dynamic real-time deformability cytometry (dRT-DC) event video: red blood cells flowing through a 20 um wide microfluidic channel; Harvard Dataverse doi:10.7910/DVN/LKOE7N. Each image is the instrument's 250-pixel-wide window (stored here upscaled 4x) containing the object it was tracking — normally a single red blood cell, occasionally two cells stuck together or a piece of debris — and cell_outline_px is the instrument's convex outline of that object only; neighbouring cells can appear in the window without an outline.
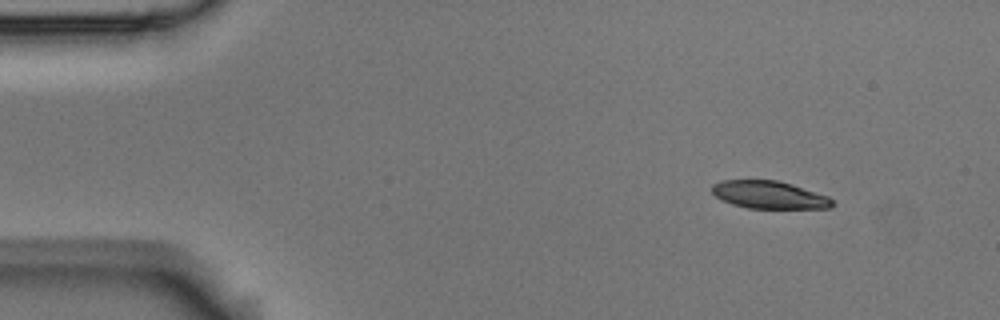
{"species": "Egyptian fruit bat (a non-hibernating species)", "species_latin": "Rousettus aegyptiacus", "temperature_condition": "room temperature", "stored_images_in_passage": 4, "camera_frame_rate_fps": 3000, "um_per_image_px": 0.085, "animal": {"sex": "male"}, "frame": {"image": 1, "passage_image": 1, "time_ms": 0.0, "image_size_px": [1000, 320], "cell_outline_px": [[836, 204], [832, 208], [748, 208], [732, 204], [720, 200], [712, 192], [712, 184], [724, 180], [776, 180], [792, 184], [828, 196]], "centroid_in_image_um": [65.39, 16.56], "position_along_channel_um": 19.6, "area_um2": 19.42}}
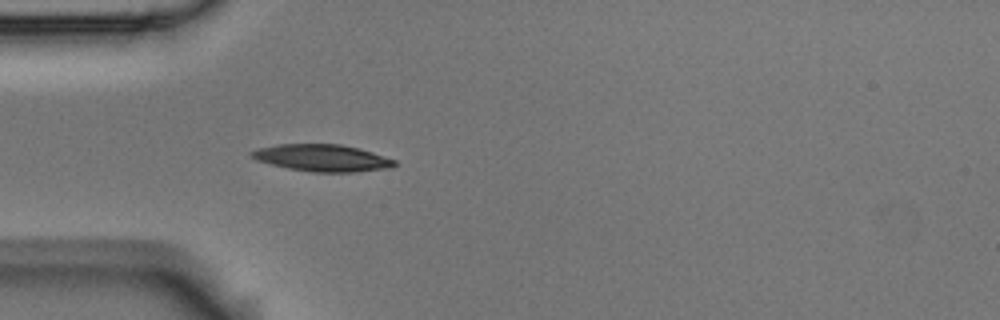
{"frame": {"image": 2, "passage_image": 4, "time_ms": 1.0, "image_size_px": [1000, 320], "cell_outline_px": [[396, 164], [392, 168], [356, 172], [312, 172], [288, 168], [256, 160], [248, 152], [260, 148], [276, 144], [340, 144], [360, 148], [396, 160]], "centroid_in_image_um": [27.42, 13.42], "position_along_channel_um": 57.6, "area_um2": 22.48}}